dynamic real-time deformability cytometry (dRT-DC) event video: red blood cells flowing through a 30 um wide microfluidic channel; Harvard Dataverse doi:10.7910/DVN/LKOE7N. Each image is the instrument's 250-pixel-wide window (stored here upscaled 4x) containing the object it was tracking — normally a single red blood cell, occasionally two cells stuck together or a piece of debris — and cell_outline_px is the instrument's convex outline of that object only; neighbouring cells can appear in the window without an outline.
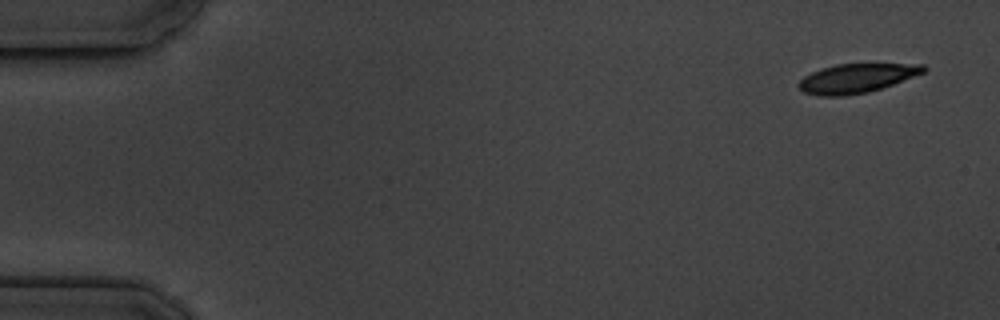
{"species": "common noctule bat (a hibernating species)", "species_latin": "Nyctalus noctula", "temperature_condition": "cold", "stored_images_in_passage": 5, "camera_frame_rate_fps": 3000, "um_per_image_px": 0.085, "animal": {"sex": "male", "body_mass_g": 19.5, "forearm_length_mm": 54.6}, "frame": {"image": 1, "passage_image": 1, "time_ms": 0.0, "image_size_px": [1000, 320], "cell_outline_px": [[928, 68], [924, 72], [892, 84], [868, 92], [844, 96], [820, 96], [804, 92], [796, 84], [804, 76], [812, 72], [836, 64], [924, 64]], "centroid_in_image_um": [72.79, 6.65], "position_along_channel_um": 12.2, "area_um2": 20.92}}
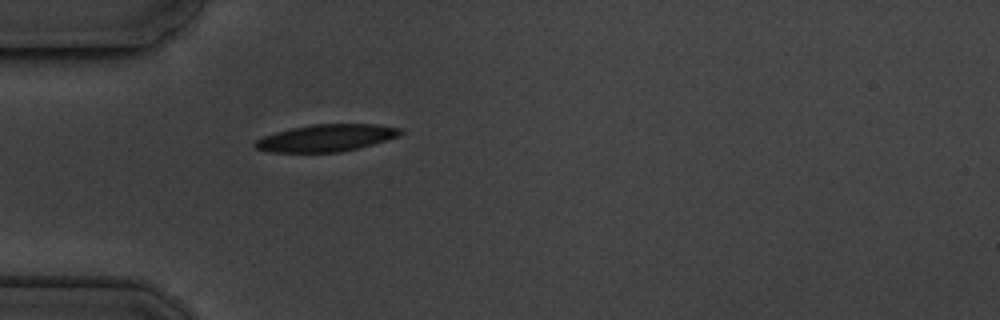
{"frame": {"image": 2, "passage_image": 5, "time_ms": 4.667, "image_size_px": [1000, 320], "cell_outline_px": [[404, 132], [400, 136], [372, 144], [340, 152], [268, 152], [256, 148], [252, 144], [256, 140], [264, 136], [276, 132], [292, 128], [312, 124], [376, 124], [404, 128]], "centroid_in_image_um": [27.76, 11.72], "position_along_channel_um": 57.2, "area_um2": 22.95}}